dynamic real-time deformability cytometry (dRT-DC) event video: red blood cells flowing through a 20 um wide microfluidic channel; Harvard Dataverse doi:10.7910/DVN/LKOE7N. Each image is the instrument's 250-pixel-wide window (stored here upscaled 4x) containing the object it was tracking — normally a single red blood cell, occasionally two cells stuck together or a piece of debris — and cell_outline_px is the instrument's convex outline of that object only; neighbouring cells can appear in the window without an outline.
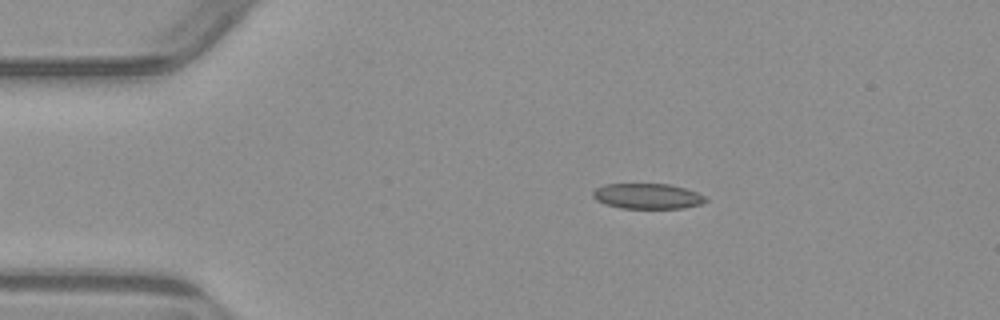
{"species": "common noctule bat (a hibernating species)", "species_latin": "Nyctalus noctula", "temperature_condition": "warm", "stored_images_in_passage": 3, "camera_frame_rate_fps": 3000, "um_per_image_px": 0.085, "animal": {"sex": "male", "body_mass_g": 23.1, "forearm_length_mm": 52.7}, "frame": {"image": 1, "passage_image": 1, "time_ms": 0.0, "image_size_px": [1000, 320], "cell_outline_px": [[708, 200], [700, 204], [684, 208], [620, 208], [604, 204], [596, 200], [592, 196], [592, 192], [596, 188], [604, 184], [668, 184], [684, 188], [696, 192], [704, 196]], "centroid_in_image_um": [54.99, 16.67], "position_along_channel_um": 30.0, "area_um2": 16.65}}
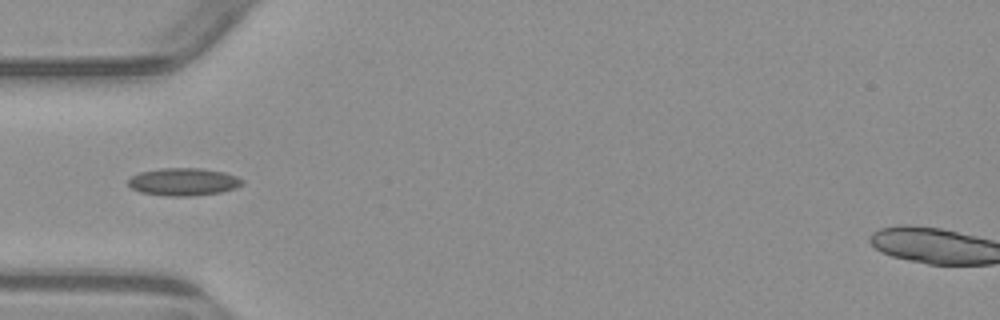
{"frame": {"image": 2, "passage_image": 3, "time_ms": 2.333, "image_size_px": [1000, 320], "cell_outline_px": [[244, 184], [236, 188], [220, 192], [192, 196], [168, 196], [140, 192], [132, 188], [128, 184], [128, 180], [132, 176], [140, 172], [160, 168], [200, 168], [224, 172], [236, 176], [244, 180]], "centroid_in_image_um": [15.61, 15.45], "position_along_channel_um": 69.4, "area_um2": 18.38}}